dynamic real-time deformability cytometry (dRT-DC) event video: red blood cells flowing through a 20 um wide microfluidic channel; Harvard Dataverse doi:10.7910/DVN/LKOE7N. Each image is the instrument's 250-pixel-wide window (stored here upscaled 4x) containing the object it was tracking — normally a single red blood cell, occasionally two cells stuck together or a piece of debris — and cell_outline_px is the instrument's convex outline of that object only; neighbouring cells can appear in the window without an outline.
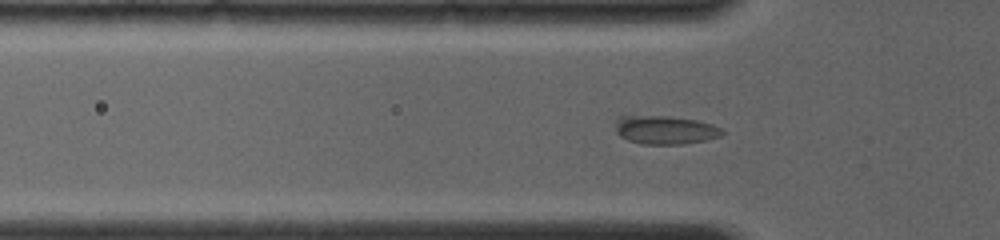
{"species": "common noctule bat (a hibernating species)", "species_latin": "Nyctalus noctula", "temperature_condition": "room temperature", "stored_images_in_passage": 9, "camera_frame_rate_fps": 4000, "um_per_image_px": 0.085, "animal": {"sex": "female", "body_mass_g": 19.0, "forearm_length_mm": 56.7}, "frame": {"image": 1, "passage_image": 6, "time_ms": 1.75, "image_size_px": [1000, 240], "cell_outline_px": [[724, 132], [720, 136], [704, 140], [684, 144], [644, 144], [628, 140], [620, 136], [616, 132], [616, 120], [620, 116], [672, 116], [696, 120], [712, 124], [720, 128]], "centroid_in_image_um": [56.52, 11.04], "position_along_channel_um": 69.3, "area_um2": 17.63}}